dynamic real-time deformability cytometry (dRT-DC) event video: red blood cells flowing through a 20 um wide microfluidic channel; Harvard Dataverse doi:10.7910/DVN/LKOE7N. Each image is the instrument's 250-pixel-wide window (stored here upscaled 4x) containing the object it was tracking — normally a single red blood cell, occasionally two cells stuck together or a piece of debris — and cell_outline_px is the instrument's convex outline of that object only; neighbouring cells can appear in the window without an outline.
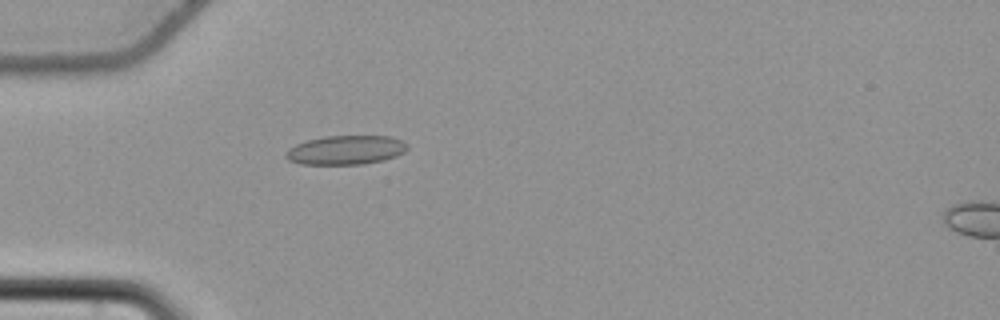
{"species": "common noctule bat (a hibernating species)", "species_latin": "Nyctalus noctula", "temperature_condition": "cold", "stored_images_in_passage": 55, "camera_frame_rate_fps": 3000, "um_per_image_px": 0.085, "animal": {"sex": "female", "body_mass_g": 22.7, "forearm_length_mm": 54.2}, "frame": {"image": 1, "passage_image": 17, "time_ms": 5.333, "image_size_px": [1000, 320], "cell_outline_px": [[408, 148], [404, 152], [396, 156], [384, 160], [364, 164], [300, 164], [288, 160], [284, 156], [284, 152], [288, 148], [296, 144], [308, 140], [324, 136], [392, 136], [408, 144]], "centroid_in_image_um": [29.38, 12.75], "position_along_channel_um": 55.6, "area_um2": 20.75}}
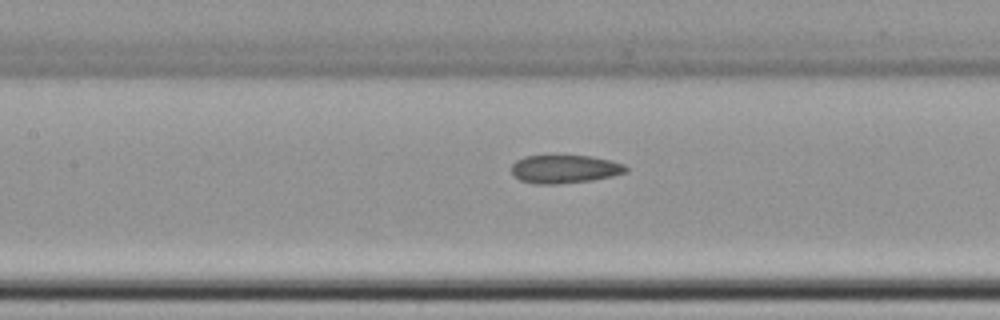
{"frame": {"image": 2, "passage_image": 26, "time_ms": 8.333, "image_size_px": [1000, 320], "cell_outline_px": [[628, 172], [612, 176], [592, 180], [556, 184], [536, 184], [520, 180], [512, 172], [512, 164], [516, 160], [524, 156], [592, 156], [612, 160], [624, 164], [628, 168]], "centroid_in_image_um": [48.03, 14.37], "position_along_channel_um": 159.4, "area_um2": 18.84}}
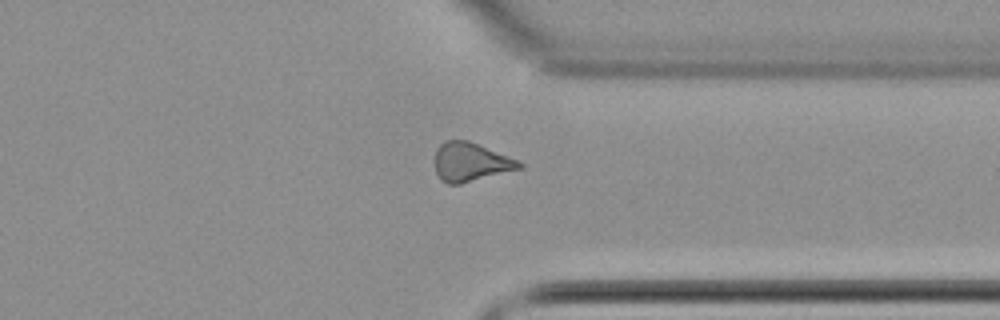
{"frame": {"image": 3, "passage_image": 43, "time_ms": 14.0, "image_size_px": [1000, 320], "cell_outline_px": [[524, 168], [460, 184], [448, 184], [440, 180], [436, 172], [436, 148], [444, 140], [468, 140], [520, 160], [524, 164]], "centroid_in_image_um": [40.04, 13.77], "position_along_channel_um": 371.4, "area_um2": 19.31}, "authors_computed_cell_mechanics": {"area_um2": 19.4786, "velocity_mm_per_s": 3.7596, "shape_relaxation_time_tau1_ms": null, "shape_relaxation_time_tau2_ms": 6.9188, "deformation_change_tau1": null, "deformation_change_tau2": 0.1481}}